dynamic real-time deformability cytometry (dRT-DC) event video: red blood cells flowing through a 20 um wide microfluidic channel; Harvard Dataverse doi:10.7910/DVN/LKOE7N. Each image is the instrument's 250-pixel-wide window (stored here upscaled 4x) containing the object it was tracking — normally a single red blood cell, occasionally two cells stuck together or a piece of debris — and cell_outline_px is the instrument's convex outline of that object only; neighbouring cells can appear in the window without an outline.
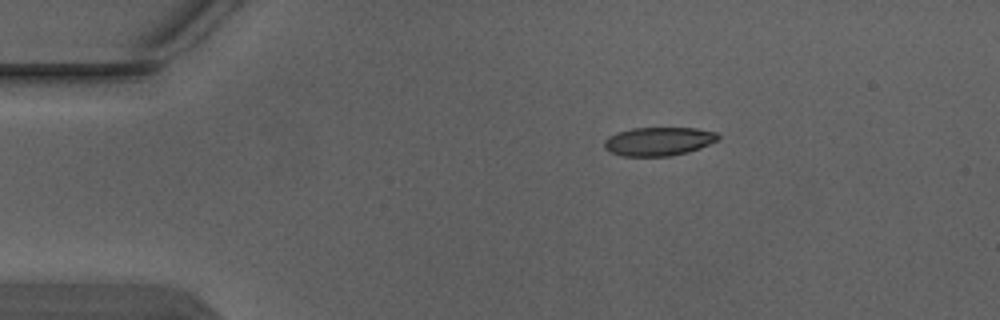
{"species": "Egyptian fruit bat (a non-hibernating species)", "species_latin": "Rousettus aegyptiacus", "temperature_condition": "warm", "stored_images_in_passage": 2, "camera_frame_rate_fps": 3000, "um_per_image_px": 0.085, "animal": {"sex": "male"}, "frame": {"image": 1, "passage_image": 1, "time_ms": 0.0, "image_size_px": [1000, 320], "cell_outline_px": [[720, 136], [716, 140], [700, 148], [688, 152], [672, 156], [620, 156], [604, 148], [604, 140], [608, 136], [616, 132], [632, 128], [696, 128], [716, 132]], "centroid_in_image_um": [55.95, 12.01], "position_along_channel_um": 29.1, "area_um2": 19.02}}